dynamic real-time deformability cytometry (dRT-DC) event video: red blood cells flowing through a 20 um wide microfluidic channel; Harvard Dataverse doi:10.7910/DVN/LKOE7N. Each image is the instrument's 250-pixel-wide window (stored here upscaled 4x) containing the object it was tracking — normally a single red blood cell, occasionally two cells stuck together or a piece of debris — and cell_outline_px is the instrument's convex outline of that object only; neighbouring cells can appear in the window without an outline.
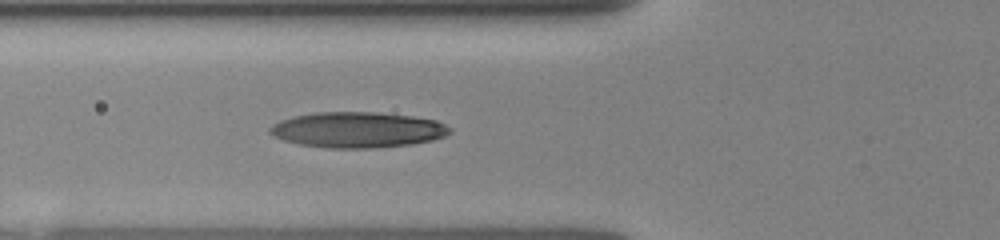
{"species": "human", "species_latin": "Homo sapiens", "temperature_condition": "room temperature", "stored_images_in_passage": 27, "segment_of_instrument_passage": [1, 2], "camera_frame_rate_fps": 3000, "um_per_image_px": 0.085, "donor": {"sex": "female"}, "frame": {"image": 1, "passage_image": 4, "time_ms": 1.667, "image_size_px": [1000, 240], "cell_outline_px": [[452, 132], [444, 136], [432, 140], [412, 144], [372, 148], [328, 148], [300, 144], [284, 140], [272, 136], [268, 132], [268, 128], [272, 124], [280, 120], [296, 116], [316, 112], [380, 112], [412, 116], [436, 120], [452, 128]], "centroid_in_image_um": [30.39, 11.03], "position_along_channel_um": 95.4, "area_um2": 37.51}}
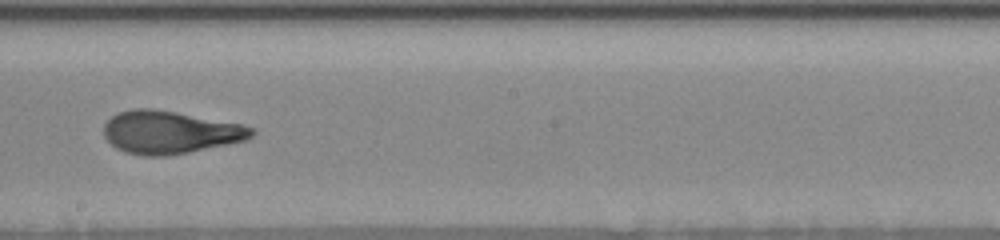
{"frame": {"image": 2, "passage_image": 11, "time_ms": 5.0, "image_size_px": [1000, 240], "cell_outline_px": [[256, 132], [248, 140], [188, 152], [164, 156], [144, 156], [124, 152], [116, 148], [104, 136], [104, 124], [112, 116], [120, 112], [132, 108], [152, 108], [176, 112], [244, 124], [256, 128]], "centroid_in_image_um": [14.48, 11.24], "position_along_channel_um": 233.7, "area_um2": 36.99}}
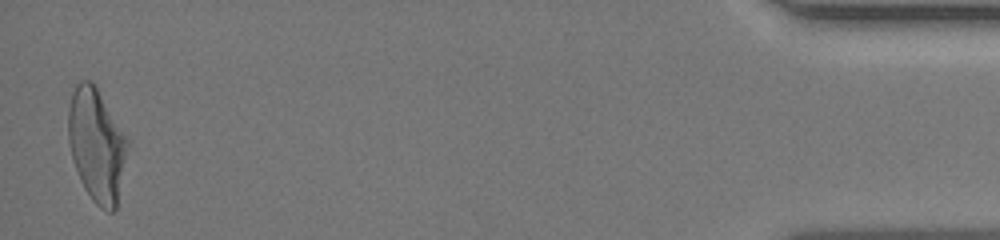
{"frame": {"image": 3, "passage_image": 25, "time_ms": 11.667, "image_size_px": [1000, 240], "cell_outline_px": [[128, 144], [116, 208], [112, 212], [108, 212], [100, 208], [92, 200], [84, 188], [80, 180], [72, 160], [68, 140], [68, 108], [72, 92], [76, 84], [80, 80], [92, 80], [96, 84], [128, 140]], "centroid_in_image_um": [8.18, 12.3], "position_along_channel_um": 427.0, "area_um2": 39.07}}